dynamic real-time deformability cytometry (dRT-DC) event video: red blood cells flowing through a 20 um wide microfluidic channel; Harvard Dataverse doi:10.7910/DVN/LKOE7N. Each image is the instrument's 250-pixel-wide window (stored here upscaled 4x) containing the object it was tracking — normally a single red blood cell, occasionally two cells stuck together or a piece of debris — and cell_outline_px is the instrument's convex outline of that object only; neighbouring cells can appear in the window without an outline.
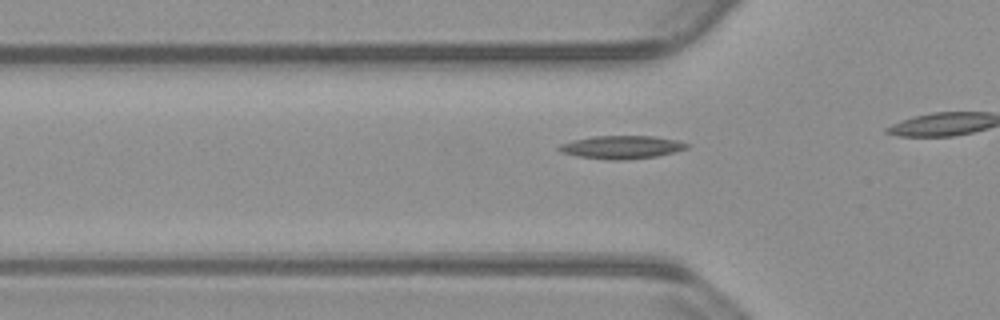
{"species": "common noctule bat (a hibernating species)", "species_latin": "Nyctalus noctula", "temperature_condition": "warm", "stored_images_in_passage": 10, "camera_frame_rate_fps": 3000, "um_per_image_px": 0.085, "animal": {"sex": "male", "body_mass_g": 23.1, "forearm_length_mm": 52.7}, "frame": {"image": 1, "passage_image": 5, "time_ms": 1.333, "image_size_px": [1000, 320], "cell_outline_px": [[688, 148], [656, 156], [624, 160], [612, 160], [580, 156], [560, 152], [556, 148], [560, 144], [572, 140], [592, 136], [656, 136], [676, 140], [688, 144]], "centroid_in_image_um": [52.8, 12.5], "position_along_channel_um": 73.0, "area_um2": 17.05}}
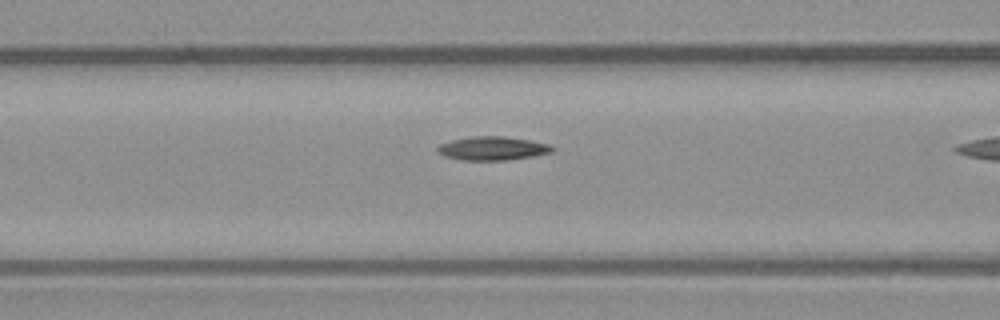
{"frame": {"image": 2, "passage_image": 9, "time_ms": 2.667, "image_size_px": [1000, 320], "cell_outline_px": [[556, 148], [552, 152], [532, 156], [508, 160], [464, 160], [444, 156], [436, 152], [436, 148], [440, 144], [452, 140], [472, 136], [504, 136], [532, 140], [552, 144]], "centroid_in_image_um": [41.9, 12.6], "position_along_channel_um": 124.7, "area_um2": 16.01}}